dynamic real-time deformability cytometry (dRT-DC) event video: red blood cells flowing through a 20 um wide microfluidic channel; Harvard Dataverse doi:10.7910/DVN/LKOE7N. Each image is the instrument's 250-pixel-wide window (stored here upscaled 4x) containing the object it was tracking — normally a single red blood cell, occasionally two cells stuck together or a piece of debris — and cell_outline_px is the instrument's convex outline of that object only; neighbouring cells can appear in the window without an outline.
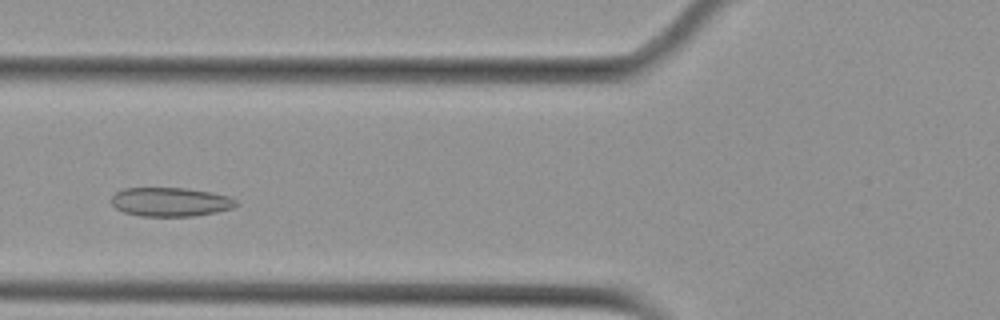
{"species": "Egyptian fruit bat (a non-hibernating species)", "species_latin": "Rousettus aegyptiacus", "temperature_condition": "cold", "stored_images_in_passage": 5, "camera_frame_rate_fps": 3000, "um_per_image_px": 0.085, "animal": {"sex": "female"}, "frame": {"image": 1, "passage_image": 3, "time_ms": 2.333, "image_size_px": [1000, 320], "cell_outline_px": [[240, 204], [232, 208], [216, 212], [192, 216], [140, 216], [124, 212], [116, 208], [112, 204], [112, 196], [116, 192], [124, 188], [188, 188], [212, 192], [228, 196], [236, 200]], "centroid_in_image_um": [14.51, 17.16], "position_along_channel_um": 111.3, "area_um2": 21.1}}
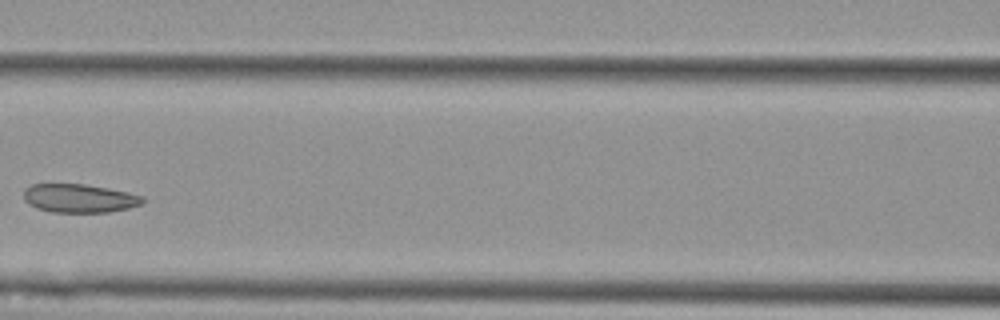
{"frame": {"image": 2, "passage_image": 4, "time_ms": 3.667, "image_size_px": [1000, 320], "cell_outline_px": [[144, 204], [128, 208], [108, 212], [52, 212], [36, 208], [28, 204], [24, 200], [24, 188], [32, 184], [84, 184], [108, 188], [128, 192], [144, 196]], "centroid_in_image_um": [6.74, 16.85], "position_along_channel_um": 159.9, "area_um2": 19.94}}
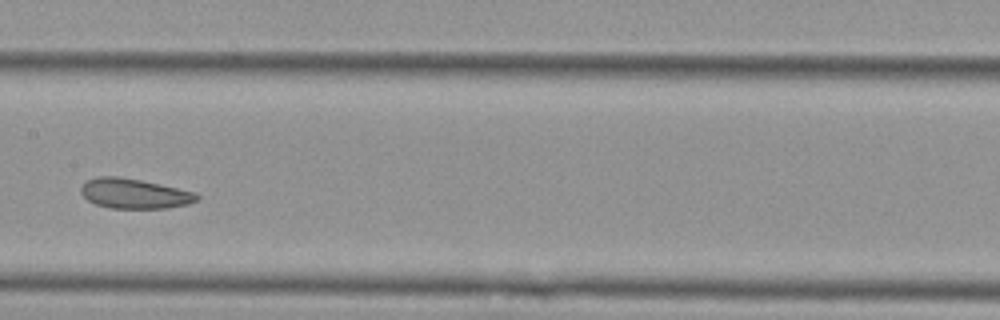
{"frame": {"image": 3, "passage_image": 5, "time_ms": 4.667, "image_size_px": [1000, 320], "cell_outline_px": [[200, 200], [188, 204], [164, 208], [108, 208], [96, 204], [88, 200], [80, 192], [80, 188], [88, 180], [100, 176], [116, 176], [140, 180], [160, 184], [196, 192], [200, 196]], "centroid_in_image_um": [11.45, 16.46], "position_along_channel_um": 196.0, "area_um2": 20.17}}